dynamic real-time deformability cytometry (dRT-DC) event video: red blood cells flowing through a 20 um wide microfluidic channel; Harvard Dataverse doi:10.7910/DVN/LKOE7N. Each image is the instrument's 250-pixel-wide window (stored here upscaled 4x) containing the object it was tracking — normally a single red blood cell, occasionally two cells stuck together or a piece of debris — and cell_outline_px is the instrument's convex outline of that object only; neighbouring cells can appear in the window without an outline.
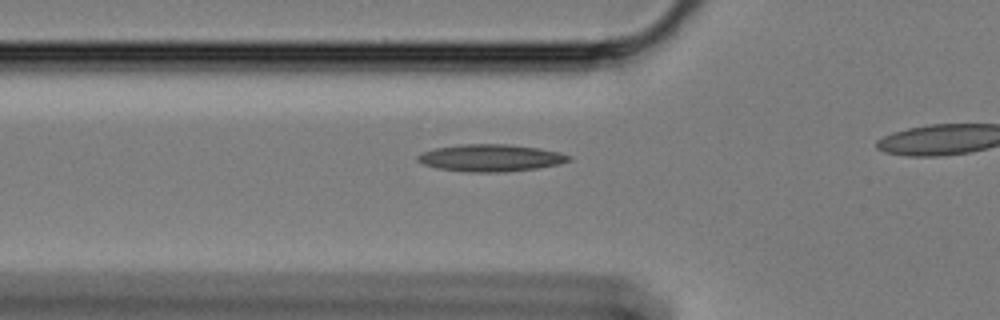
{"species": "Egyptian fruit bat (a non-hibernating species)", "species_latin": "Rousettus aegyptiacus", "temperature_condition": "cold", "stored_images_in_passage": 15, "camera_frame_rate_fps": 3000, "um_per_image_px": 0.085, "animal": {"sex": "female"}, "frame": {"image": 1, "passage_image": 2, "time_ms": 0.333, "image_size_px": [1000, 320], "cell_outline_px": [[572, 160], [560, 164], [536, 168], [504, 172], [468, 172], [436, 168], [424, 164], [416, 160], [416, 156], [424, 152], [436, 148], [460, 144], [508, 144], [540, 148], [560, 152], [572, 156]], "centroid_in_image_um": [41.74, 13.42], "position_along_channel_um": 84.1, "area_um2": 23.99}}
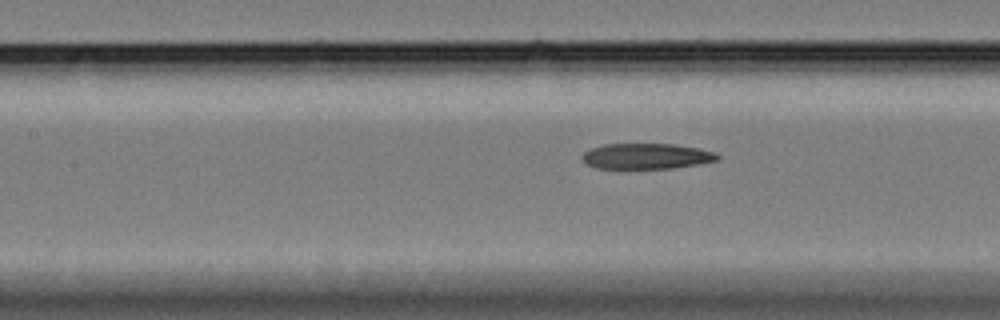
{"frame": {"image": 2, "passage_image": 8, "time_ms": 2.333, "image_size_px": [1000, 320], "cell_outline_px": [[720, 160], [700, 164], [672, 168], [596, 168], [588, 164], [580, 156], [584, 152], [592, 148], [604, 144], [672, 144], [696, 148], [716, 152], [720, 156]], "centroid_in_image_um": [54.98, 13.27], "position_along_channel_um": 152.4, "area_um2": 20.11}}
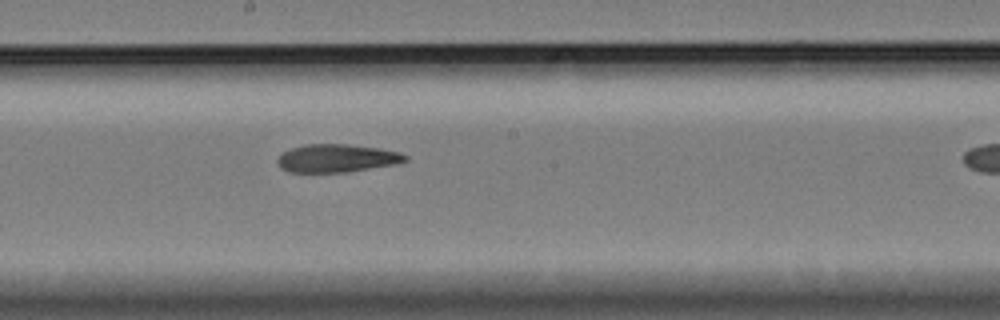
{"frame": {"image": 3, "passage_image": 14, "time_ms": 4.333, "image_size_px": [1000, 320], "cell_outline_px": [[408, 160], [396, 164], [344, 172], [288, 172], [280, 168], [276, 160], [284, 152], [292, 148], [304, 144], [348, 144], [380, 148], [400, 152], [408, 156]], "centroid_in_image_um": [28.64, 13.44], "position_along_channel_um": 219.6, "area_um2": 20.87}}